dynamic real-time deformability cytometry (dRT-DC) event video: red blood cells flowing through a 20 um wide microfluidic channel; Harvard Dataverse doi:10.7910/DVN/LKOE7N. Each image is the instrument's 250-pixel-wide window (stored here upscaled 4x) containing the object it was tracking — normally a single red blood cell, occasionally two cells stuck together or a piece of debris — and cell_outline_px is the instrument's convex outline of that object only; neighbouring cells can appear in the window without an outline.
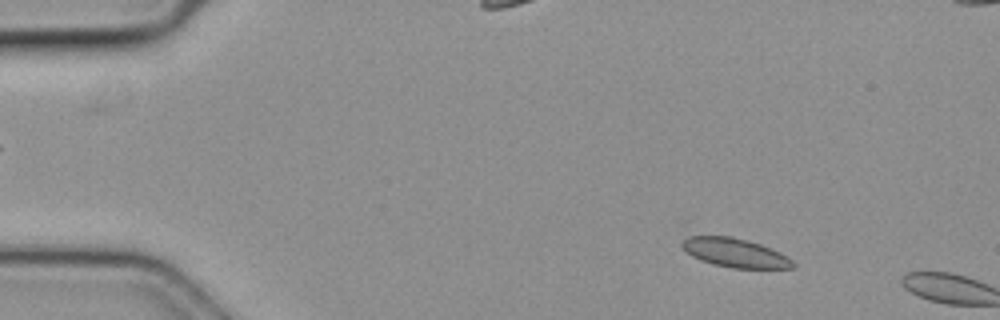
{"species": "common noctule bat (a hibernating species)", "species_latin": "Nyctalus noctula", "temperature_condition": "cold", "stored_images_in_passage": 8, "camera_frame_rate_fps": 3000, "um_per_image_px": 0.085, "animal": {"sex": "female", "body_mass_g": 19.3, "forearm_length_mm": 54.1}, "frame": {"image": 1, "passage_image": 7, "time_ms": 2.0, "image_size_px": [1000, 320], "cell_outline_px": [[796, 268], [732, 268], [712, 264], [700, 260], [692, 256], [680, 244], [680, 240], [688, 236], [732, 236], [760, 244], [780, 252], [792, 260], [796, 264]], "centroid_in_image_um": [62.47, 21.48], "position_along_channel_um": 22.5, "area_um2": 18.73}}